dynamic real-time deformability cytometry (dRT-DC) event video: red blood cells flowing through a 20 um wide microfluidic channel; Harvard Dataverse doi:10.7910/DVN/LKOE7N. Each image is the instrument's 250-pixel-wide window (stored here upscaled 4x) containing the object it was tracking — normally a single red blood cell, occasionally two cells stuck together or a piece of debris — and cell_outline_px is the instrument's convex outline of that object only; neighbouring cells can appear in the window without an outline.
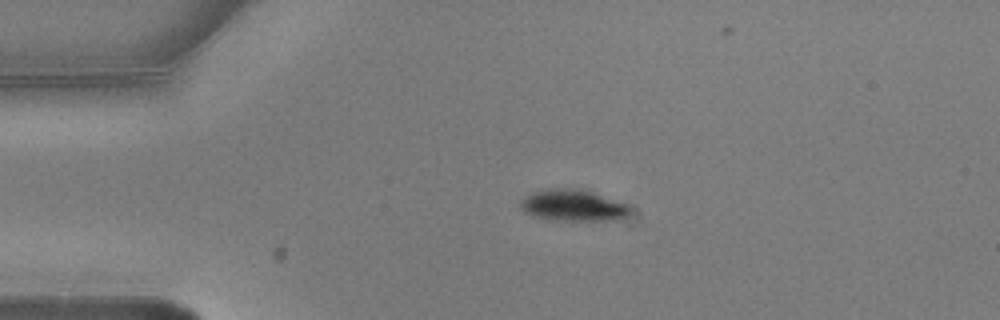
{"species": "common noctule bat (a hibernating species)", "species_latin": "Nyctalus noctula", "temperature_condition": "warm", "stored_images_in_passage": 3, "camera_frame_rate_fps": 3000, "um_per_image_px": 0.085, "animal": {"sex": "male", "body_mass_g": 20.5, "forearm_length_mm": 52.5}, "frame": {"image": 1, "passage_image": 1, "time_ms": 0.0, "image_size_px": [1000, 320], "cell_outline_px": [[628, 212], [624, 216], [616, 220], [552, 220], [532, 216], [524, 212], [520, 208], [520, 200], [524, 196], [532, 192], [544, 188], [580, 188], [628, 204]], "centroid_in_image_um": [48.62, 17.44], "position_along_channel_um": 36.4, "area_um2": 20.17}}